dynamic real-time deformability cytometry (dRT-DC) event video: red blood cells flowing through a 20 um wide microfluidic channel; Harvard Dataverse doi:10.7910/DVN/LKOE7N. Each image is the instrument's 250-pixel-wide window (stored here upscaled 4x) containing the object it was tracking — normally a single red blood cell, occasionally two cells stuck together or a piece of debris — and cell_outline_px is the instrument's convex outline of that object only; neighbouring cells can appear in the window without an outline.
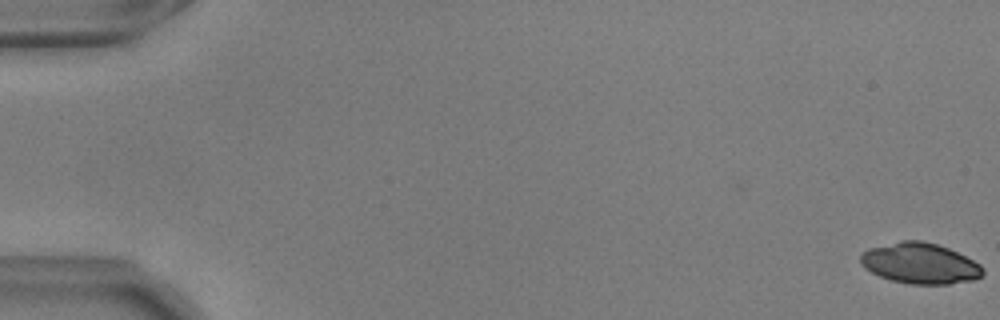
{"species": "common noctule bat (a hibernating species)", "species_latin": "Nyctalus noctula", "temperature_condition": "warm", "stored_images_in_passage": 49, "camera_frame_rate_fps": 3000, "um_per_image_px": 0.085, "animal": {"sex": "male", "body_mass_g": 17.9, "forearm_length_mm": 54.2}, "frame": {"image": 1, "passage_image": 1, "time_ms": 0.0, "image_size_px": [1000, 320], "cell_outline_px": [[984, 272], [980, 276], [972, 280], [948, 284], [908, 284], [892, 280], [880, 276], [864, 268], [860, 264], [860, 256], [868, 248], [900, 240], [920, 240], [936, 244], [948, 248], [980, 264], [984, 268]], "centroid_in_image_um": [78.17, 22.38], "position_along_channel_um": 6.8, "area_um2": 28.96}}
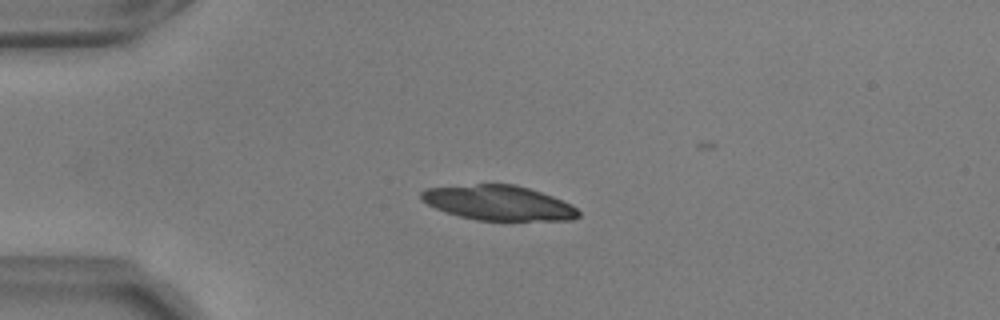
{"frame": {"image": 2, "passage_image": 15, "time_ms": 4.667, "image_size_px": [1000, 320], "cell_outline_px": [[580, 216], [572, 220], [476, 220], [460, 216], [436, 208], [420, 200], [420, 192], [428, 188], [476, 184], [516, 184], [552, 196], [576, 208], [580, 212]], "centroid_in_image_um": [42.36, 17.24], "position_along_channel_um": 42.6, "area_um2": 31.56}}